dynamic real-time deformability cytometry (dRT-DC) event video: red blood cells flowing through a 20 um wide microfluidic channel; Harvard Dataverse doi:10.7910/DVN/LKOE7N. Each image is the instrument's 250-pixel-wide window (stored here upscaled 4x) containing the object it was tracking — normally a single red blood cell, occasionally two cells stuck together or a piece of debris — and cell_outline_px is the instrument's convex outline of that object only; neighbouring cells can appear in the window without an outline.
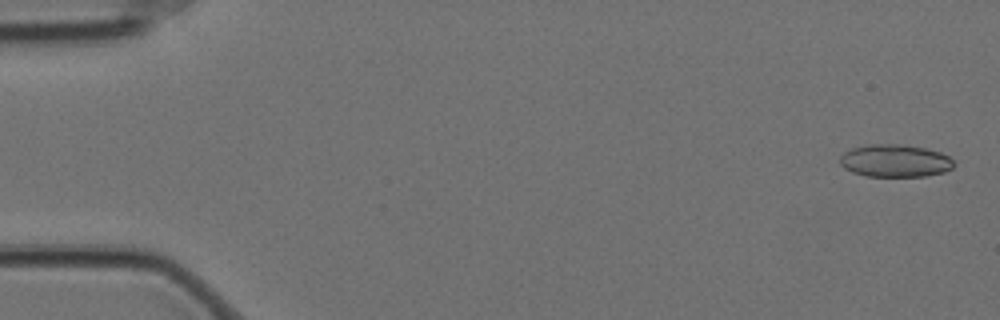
{"species": "Egyptian fruit bat (a non-hibernating species)", "species_latin": "Rousettus aegyptiacus", "temperature_condition": "cold", "stored_images_in_passage": 58, "camera_frame_rate_fps": 3000, "um_per_image_px": 0.085, "animal": {"sex": "female"}, "frame": {"image": 1, "passage_image": 2, "time_ms": 0.333, "image_size_px": [1000, 320], "cell_outline_px": [[956, 164], [952, 168], [944, 172], [924, 176], [868, 176], [852, 172], [844, 168], [840, 164], [840, 156], [844, 152], [852, 148], [868, 144], [900, 144], [924, 148], [940, 152], [948, 156]], "centroid_in_image_um": [76.07, 13.66], "position_along_channel_um": 8.9, "area_um2": 21.62}}
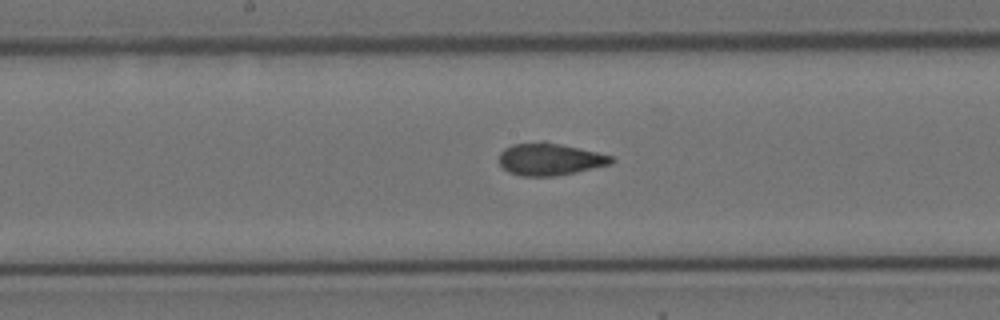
{"frame": {"image": 2, "passage_image": 30, "time_ms": 9.667, "image_size_px": [1000, 320], "cell_outline_px": [[616, 160], [612, 164], [576, 172], [556, 176], [520, 176], [508, 172], [500, 164], [500, 152], [504, 148], [512, 144], [540, 140], [544, 140], [596, 152], [612, 156]], "centroid_in_image_um": [46.73, 13.52], "position_along_channel_um": 201.5, "area_um2": 21.33}}
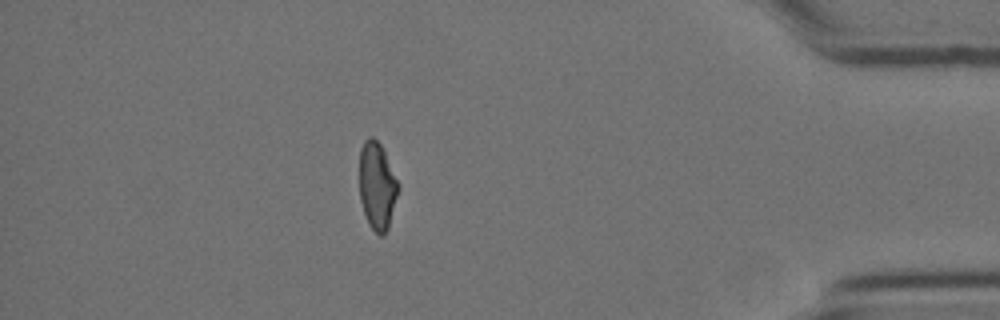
{"frame": {"image": 3, "passage_image": 51, "time_ms": 16.667, "image_size_px": [1000, 320], "cell_outline_px": [[400, 188], [388, 228], [384, 236], [380, 236], [368, 224], [360, 200], [360, 148], [364, 140], [368, 136], [372, 136], [384, 148], [400, 184]], "centroid_in_image_um": [32.08, 15.77], "position_along_channel_um": 403.1, "area_um2": 20.17}, "authors_computed_cell_mechanics": {"area_um2": 21.2415, "velocity_mm_per_s": 3.4976, "shape_relaxation_time_tau1_ms": 10.3456, "shape_relaxation_time_tau2_ms": 1.5047, "deformation_change_tau1": 0.1863, "deformation_change_tau2": 0.0581}}